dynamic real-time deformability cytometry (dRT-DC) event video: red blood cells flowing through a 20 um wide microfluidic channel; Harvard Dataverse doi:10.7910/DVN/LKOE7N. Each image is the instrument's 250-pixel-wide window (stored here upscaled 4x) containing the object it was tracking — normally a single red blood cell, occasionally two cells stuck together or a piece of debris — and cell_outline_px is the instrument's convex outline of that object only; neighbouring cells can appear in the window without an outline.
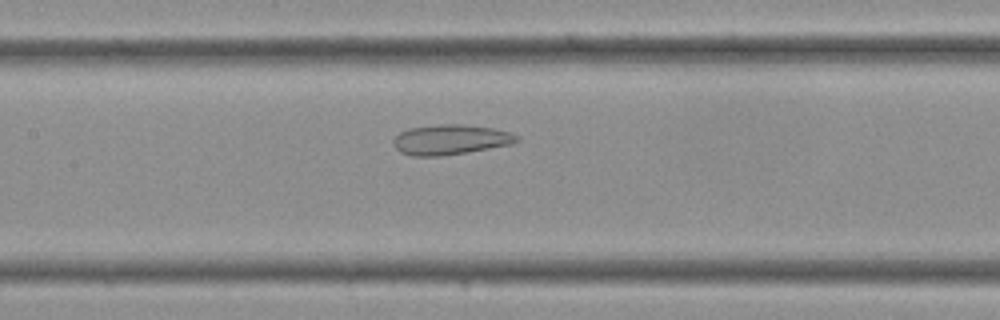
{"species": "Egyptian fruit bat (a non-hibernating species)", "species_latin": "Rousettus aegyptiacus", "temperature_condition": "cold", "stored_images_in_passage": 29, "camera_frame_rate_fps": 3000, "um_per_image_px": 0.085, "frame": {"image": 1, "passage_image": 9, "time_ms": 2.667, "image_size_px": [1000, 320], "cell_outline_px": [[520, 140], [512, 144], [440, 156], [412, 156], [400, 152], [392, 144], [392, 140], [400, 132], [408, 128], [444, 124], [464, 124], [492, 128], [508, 132], [520, 136]], "centroid_in_image_um": [38.26, 11.86], "position_along_channel_um": 169.1, "area_um2": 21.5}}
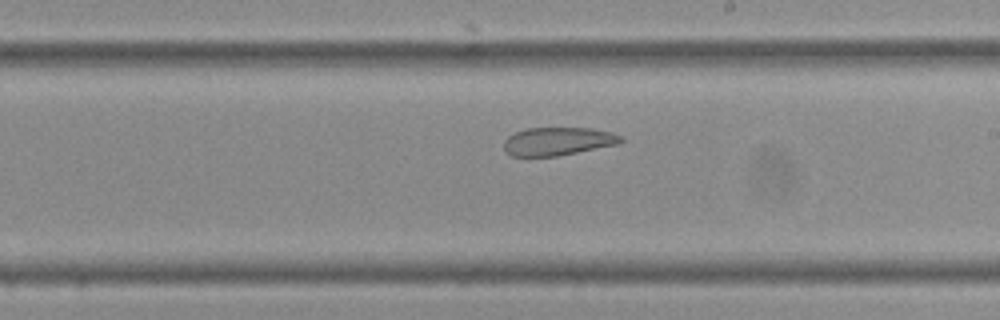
{"frame": {"image": 2, "passage_image": 13, "time_ms": 4.0, "image_size_px": [1000, 320], "cell_outline_px": [[624, 140], [620, 144], [556, 156], [512, 156], [504, 152], [504, 140], [508, 136], [524, 128], [592, 128], [612, 132], [624, 136]], "centroid_in_image_um": [47.44, 12.0], "position_along_channel_um": 241.6, "area_um2": 19.42}}
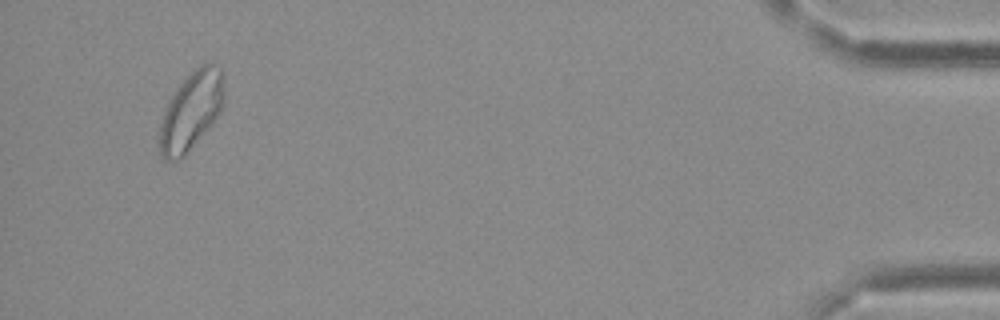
{"frame": {"image": 3, "passage_image": 27, "time_ms": 8.667, "image_size_px": [1000, 320], "cell_outline_px": [[224, 100], [220, 112], [212, 124], [184, 156], [180, 160], [164, 160], [156, 144], [160, 124], [168, 100], [180, 84], [200, 64], [212, 60], [220, 64], [224, 72]], "centroid_in_image_um": [16.26, 9.4], "position_along_channel_um": 418.9, "area_um2": 30.11}}